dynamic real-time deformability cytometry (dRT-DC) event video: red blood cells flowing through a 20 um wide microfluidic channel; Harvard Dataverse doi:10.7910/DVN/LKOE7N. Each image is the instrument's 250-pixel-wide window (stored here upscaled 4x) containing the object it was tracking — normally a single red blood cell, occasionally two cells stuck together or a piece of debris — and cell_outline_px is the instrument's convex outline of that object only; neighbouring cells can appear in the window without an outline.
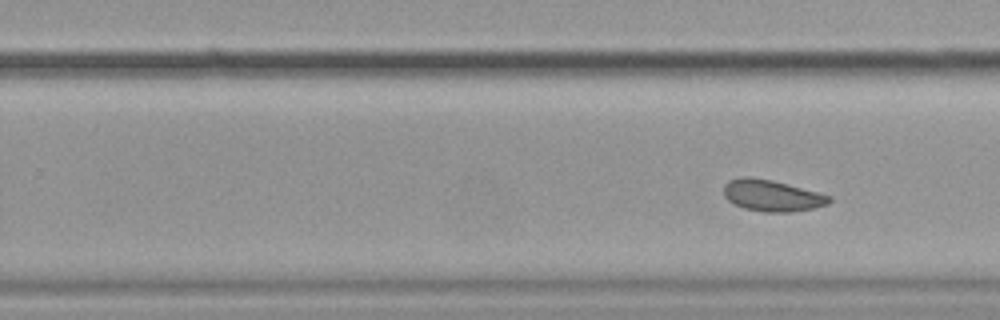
{"species": "common noctule bat (a hibernating species)", "species_latin": "Nyctalus noctula", "temperature_condition": "cold", "stored_images_in_passage": 10, "segment_of_instrument_passage": [2, 2], "camera_frame_rate_fps": 3000, "um_per_image_px": 0.085, "animal": {"sex": "female", "body_mass_g": 19.9}, "frame": {"image": 1, "passage_image": 10, "time_ms": 25.333, "image_size_px": [1000, 320], "cell_outline_px": [[832, 200], [828, 204], [812, 208], [792, 212], [764, 212], [744, 208], [728, 200], [724, 196], [724, 184], [728, 180], [744, 176], [748, 176], [772, 180], [788, 184], [832, 196]], "centroid_in_image_um": [65.61, 16.62], "position_along_channel_um": 264.2, "area_um2": 19.31}}